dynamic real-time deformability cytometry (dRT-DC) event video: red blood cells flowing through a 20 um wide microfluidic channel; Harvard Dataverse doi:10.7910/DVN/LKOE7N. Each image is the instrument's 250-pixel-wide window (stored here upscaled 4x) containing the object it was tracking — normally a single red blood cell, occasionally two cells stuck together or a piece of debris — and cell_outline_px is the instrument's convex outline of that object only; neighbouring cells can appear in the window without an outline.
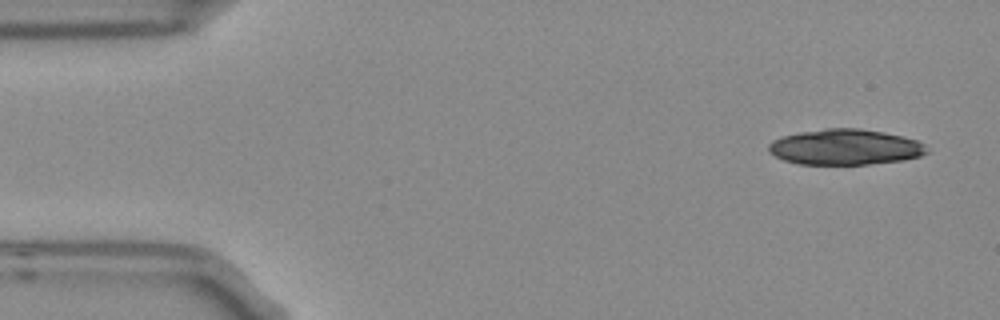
{"species": "Egyptian fruit bat (a non-hibernating species)", "species_latin": "Rousettus aegyptiacus", "temperature_condition": "room temperature", "stored_images_in_passage": 5, "camera_frame_rate_fps": 3000, "um_per_image_px": 0.085, "frame": {"image": 1, "passage_image": 1, "time_ms": 0.0, "image_size_px": [1000, 320], "cell_outline_px": [[928, 152], [920, 156], [904, 160], [868, 164], [796, 164], [784, 160], [768, 152], [768, 144], [772, 140], [784, 136], [800, 132], [824, 128], [860, 128], [884, 132], [916, 140], [924, 144]], "centroid_in_image_um": [71.82, 12.5], "position_along_channel_um": 13.2, "area_um2": 32.83}}
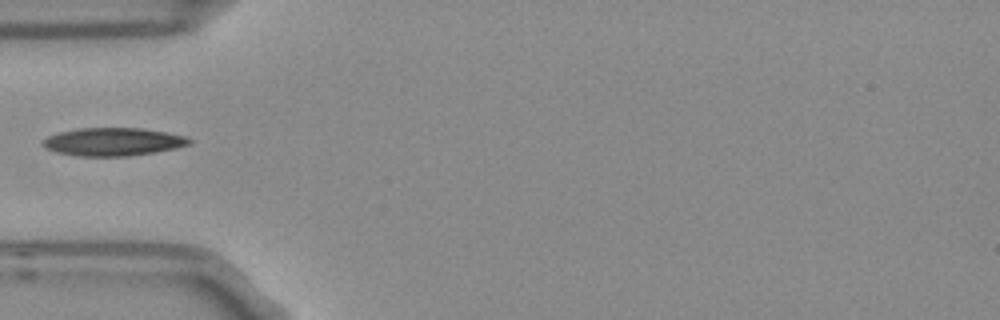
{"frame": {"image": 2, "passage_image": 5, "time_ms": 1.333, "image_size_px": [1000, 320], "cell_outline_px": [[192, 144], [176, 148], [156, 152], [128, 156], [76, 156], [56, 152], [44, 148], [40, 144], [48, 136], [60, 132], [76, 128], [144, 128], [188, 136], [192, 140]], "centroid_in_image_um": [9.63, 12.05], "position_along_channel_um": 75.4, "area_um2": 24.22}}